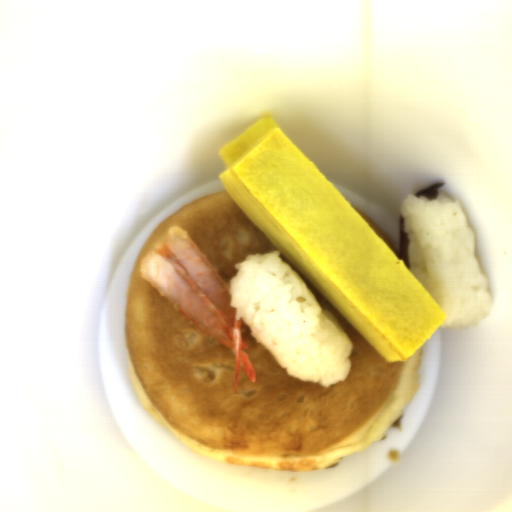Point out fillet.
<instances>
[{
  "instance_id": "25842a12",
  "label": "fillet",
  "mask_w": 512,
  "mask_h": 512,
  "mask_svg": "<svg viewBox=\"0 0 512 512\" xmlns=\"http://www.w3.org/2000/svg\"><path fill=\"white\" fill-rule=\"evenodd\" d=\"M404 217L400 214L399 218V237H398V256L404 264L411 269V265L408 258L409 240L406 231H404Z\"/></svg>"
},
{
  "instance_id": "e2c912f1",
  "label": "fillet",
  "mask_w": 512,
  "mask_h": 512,
  "mask_svg": "<svg viewBox=\"0 0 512 512\" xmlns=\"http://www.w3.org/2000/svg\"><path fill=\"white\" fill-rule=\"evenodd\" d=\"M445 183H442V182H436L432 185H429L425 188H423L422 190L418 191L417 193H415L414 195L415 196H424L428 199H436L437 197V191L440 187H442Z\"/></svg>"
}]
</instances>
